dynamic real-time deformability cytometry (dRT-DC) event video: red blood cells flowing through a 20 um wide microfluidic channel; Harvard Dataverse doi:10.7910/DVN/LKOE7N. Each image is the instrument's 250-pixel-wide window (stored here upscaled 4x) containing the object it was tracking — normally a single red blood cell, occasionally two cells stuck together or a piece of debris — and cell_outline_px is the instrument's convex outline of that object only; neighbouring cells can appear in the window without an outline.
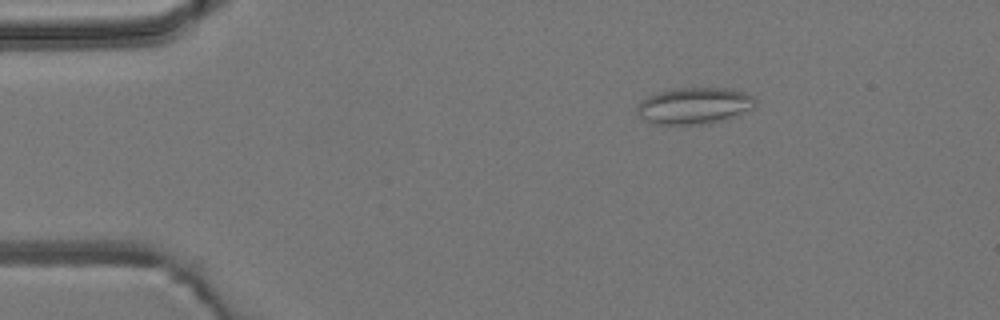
{"species": "common noctule bat (a hibernating species)", "species_latin": "Nyctalus noctula", "temperature_condition": "room temperature", "stored_images_in_passage": 4, "camera_frame_rate_fps": 3000, "um_per_image_px": 0.085, "animal": {"sex": "male", "body_mass_g": 19.2, "forearm_length_mm": 51.8}, "frame": {"image": 1, "passage_image": 4, "time_ms": 3.333, "image_size_px": [1000, 320], "cell_outline_px": [[756, 104], [752, 108], [736, 116], [708, 124], [652, 124], [640, 116], [636, 112], [636, 108], [648, 96], [672, 88], [728, 88], [744, 92], [752, 96], [756, 100]], "centroid_in_image_um": [59.03, 8.99], "position_along_channel_um": 26.0, "area_um2": 25.09}}